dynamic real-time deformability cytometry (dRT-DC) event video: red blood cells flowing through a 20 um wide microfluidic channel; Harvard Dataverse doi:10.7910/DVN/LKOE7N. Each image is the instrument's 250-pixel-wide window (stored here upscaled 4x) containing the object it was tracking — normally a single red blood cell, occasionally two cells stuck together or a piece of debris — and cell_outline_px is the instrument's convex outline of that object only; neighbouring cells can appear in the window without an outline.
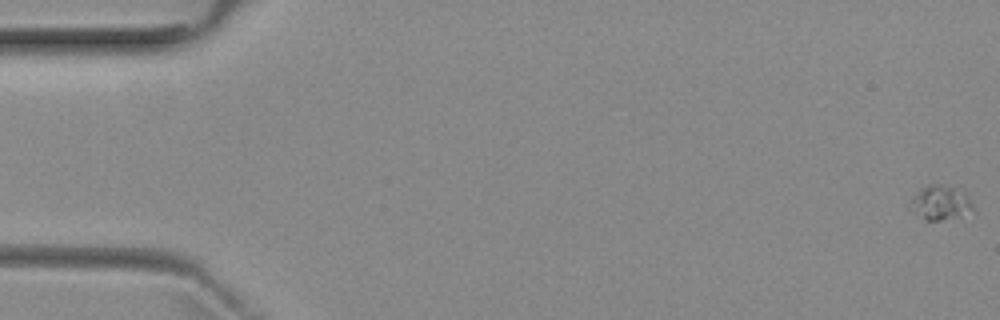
{"species": "common noctule bat (a hibernating species)", "species_latin": "Nyctalus noctula", "temperature_condition": "room temperature", "stored_images_in_passage": 5, "camera_frame_rate_fps": 3000, "um_per_image_px": 0.085, "animal": {"sex": "female", "body_mass_g": 29.2, "forearm_length_mm": 56.3}, "frame": {"image": 1, "passage_image": 5, "time_ms": 5.667, "image_size_px": [1000, 320], "cell_outline_px": [[976, 212], [940, 220], [924, 220], [912, 212], [912, 196], [920, 188], [928, 184], [940, 184], [964, 192], [972, 204]], "centroid_in_image_um": [79.94, 17.24], "position_along_channel_um": 5.1, "area_um2": 12.48}}